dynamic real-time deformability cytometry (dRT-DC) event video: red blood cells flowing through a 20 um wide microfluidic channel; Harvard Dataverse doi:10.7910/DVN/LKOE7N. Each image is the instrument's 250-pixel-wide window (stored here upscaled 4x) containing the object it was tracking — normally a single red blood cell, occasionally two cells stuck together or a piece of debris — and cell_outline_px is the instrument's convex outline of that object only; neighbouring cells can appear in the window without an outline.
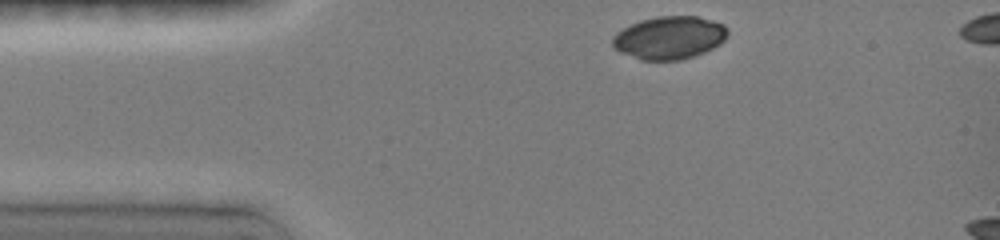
{"species": "common noctule bat (a hibernating species)", "species_latin": "Nyctalus noctula", "temperature_condition": "room temperature", "stored_images_in_passage": 5, "camera_frame_rate_fps": 3000, "um_per_image_px": 0.085, "animal": {"sex": "female", "body_mass_g": 19.0, "forearm_length_mm": 51.5}, "frame": {"image": 1, "passage_image": 1, "time_ms": 0.0, "image_size_px": [1000, 240], "cell_outline_px": [[728, 32], [724, 40], [712, 48], [704, 52], [680, 60], [644, 60], [620, 52], [612, 44], [612, 36], [616, 32], [640, 20], [656, 16], [696, 16], [712, 20], [724, 24]], "centroid_in_image_um": [56.89, 3.19], "position_along_channel_um": 28.1, "area_um2": 28.55}}